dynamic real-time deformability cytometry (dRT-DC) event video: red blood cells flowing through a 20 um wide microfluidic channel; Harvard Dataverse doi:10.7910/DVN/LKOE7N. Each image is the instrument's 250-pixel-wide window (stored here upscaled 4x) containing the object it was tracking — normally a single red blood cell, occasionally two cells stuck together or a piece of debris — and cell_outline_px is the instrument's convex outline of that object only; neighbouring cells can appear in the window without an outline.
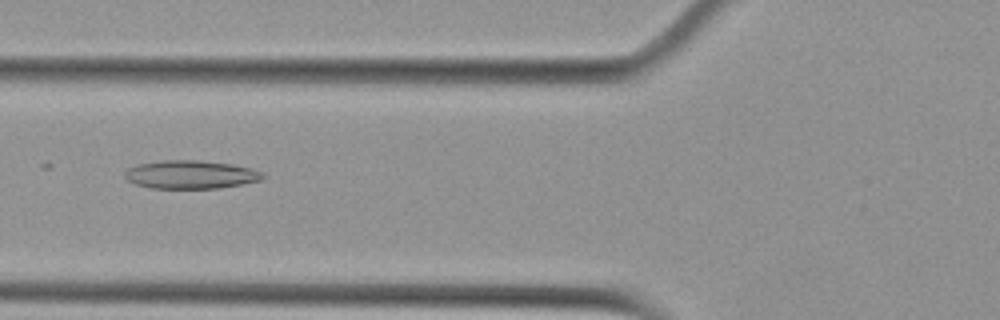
{"species": "Egyptian fruit bat (a non-hibernating species)", "species_latin": "Rousettus aegyptiacus", "temperature_condition": "cold", "stored_images_in_passage": 39, "camera_frame_rate_fps": 3000, "um_per_image_px": 0.085, "animal": {"sex": "female"}, "frame": {"image": 1, "passage_image": 20, "time_ms": 6.333, "image_size_px": [1000, 320], "cell_outline_px": [[264, 176], [260, 180], [220, 188], [152, 188], [136, 184], [128, 180], [124, 176], [124, 172], [128, 168], [136, 164], [160, 160], [200, 160], [232, 164], [252, 168], [264, 172]], "centroid_in_image_um": [16.19, 14.82], "position_along_channel_um": 109.6, "area_um2": 22.83}}
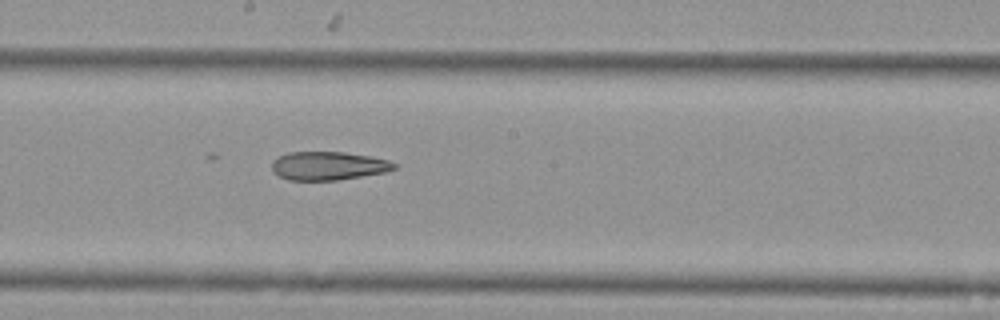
{"frame": {"image": 2, "passage_image": 29, "time_ms": 9.333, "image_size_px": [1000, 320], "cell_outline_px": [[396, 168], [384, 172], [336, 180], [288, 180], [272, 172], [272, 160], [288, 152], [344, 152], [368, 156], [388, 160], [396, 164]], "centroid_in_image_um": [27.86, 14.09], "position_along_channel_um": 220.3, "area_um2": 20.11}}
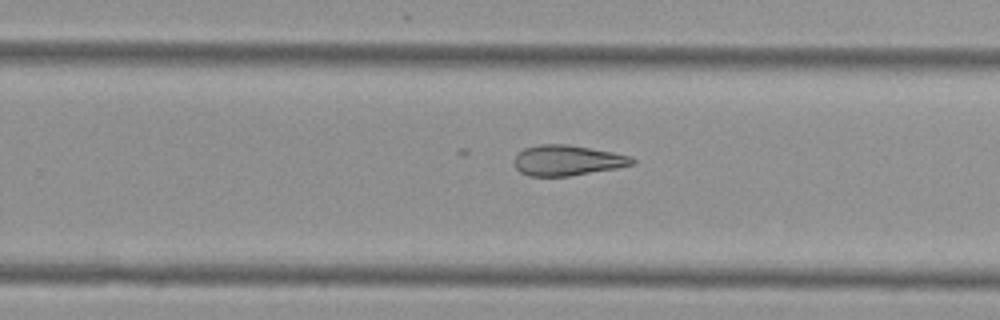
{"frame": {"image": 3, "passage_image": 34, "time_ms": 11.0, "image_size_px": [1000, 320], "cell_outline_px": [[636, 164], [616, 168], [568, 176], [528, 176], [520, 172], [516, 168], [512, 160], [524, 148], [540, 144], [568, 144], [612, 152], [632, 156], [636, 160]], "centroid_in_image_um": [48.22, 13.63], "position_along_channel_um": 281.6, "area_um2": 20.98}}